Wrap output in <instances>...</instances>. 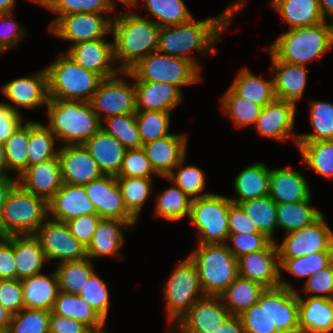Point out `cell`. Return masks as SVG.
<instances>
[{
    "label": "cell",
    "instance_id": "cell-62",
    "mask_svg": "<svg viewBox=\"0 0 333 333\" xmlns=\"http://www.w3.org/2000/svg\"><path fill=\"white\" fill-rule=\"evenodd\" d=\"M101 219L98 214H86L72 218L65 223L70 233L87 248Z\"/></svg>",
    "mask_w": 333,
    "mask_h": 333
},
{
    "label": "cell",
    "instance_id": "cell-27",
    "mask_svg": "<svg viewBox=\"0 0 333 333\" xmlns=\"http://www.w3.org/2000/svg\"><path fill=\"white\" fill-rule=\"evenodd\" d=\"M135 81L137 111L170 112L181 103V89L167 82Z\"/></svg>",
    "mask_w": 333,
    "mask_h": 333
},
{
    "label": "cell",
    "instance_id": "cell-71",
    "mask_svg": "<svg viewBox=\"0 0 333 333\" xmlns=\"http://www.w3.org/2000/svg\"><path fill=\"white\" fill-rule=\"evenodd\" d=\"M319 8L324 19L329 15L333 20V0H319Z\"/></svg>",
    "mask_w": 333,
    "mask_h": 333
},
{
    "label": "cell",
    "instance_id": "cell-74",
    "mask_svg": "<svg viewBox=\"0 0 333 333\" xmlns=\"http://www.w3.org/2000/svg\"><path fill=\"white\" fill-rule=\"evenodd\" d=\"M106 321L96 327H88L83 333H109L106 330H104V326H105Z\"/></svg>",
    "mask_w": 333,
    "mask_h": 333
},
{
    "label": "cell",
    "instance_id": "cell-70",
    "mask_svg": "<svg viewBox=\"0 0 333 333\" xmlns=\"http://www.w3.org/2000/svg\"><path fill=\"white\" fill-rule=\"evenodd\" d=\"M12 314L0 305V333H7Z\"/></svg>",
    "mask_w": 333,
    "mask_h": 333
},
{
    "label": "cell",
    "instance_id": "cell-10",
    "mask_svg": "<svg viewBox=\"0 0 333 333\" xmlns=\"http://www.w3.org/2000/svg\"><path fill=\"white\" fill-rule=\"evenodd\" d=\"M231 204L229 197L215 193L192 199L189 220L198 229V244H226Z\"/></svg>",
    "mask_w": 333,
    "mask_h": 333
},
{
    "label": "cell",
    "instance_id": "cell-44",
    "mask_svg": "<svg viewBox=\"0 0 333 333\" xmlns=\"http://www.w3.org/2000/svg\"><path fill=\"white\" fill-rule=\"evenodd\" d=\"M250 220L257 227L259 232L264 233L272 241L273 234L277 224V204L270 198L265 196L239 203Z\"/></svg>",
    "mask_w": 333,
    "mask_h": 333
},
{
    "label": "cell",
    "instance_id": "cell-43",
    "mask_svg": "<svg viewBox=\"0 0 333 333\" xmlns=\"http://www.w3.org/2000/svg\"><path fill=\"white\" fill-rule=\"evenodd\" d=\"M56 136L39 122L29 121L28 167L58 156Z\"/></svg>",
    "mask_w": 333,
    "mask_h": 333
},
{
    "label": "cell",
    "instance_id": "cell-53",
    "mask_svg": "<svg viewBox=\"0 0 333 333\" xmlns=\"http://www.w3.org/2000/svg\"><path fill=\"white\" fill-rule=\"evenodd\" d=\"M29 122L22 124L4 142L5 156L9 170H15L19 177L28 167Z\"/></svg>",
    "mask_w": 333,
    "mask_h": 333
},
{
    "label": "cell",
    "instance_id": "cell-42",
    "mask_svg": "<svg viewBox=\"0 0 333 333\" xmlns=\"http://www.w3.org/2000/svg\"><path fill=\"white\" fill-rule=\"evenodd\" d=\"M221 110L227 114L236 127H245L256 123L262 106L238 95L231 87L220 99Z\"/></svg>",
    "mask_w": 333,
    "mask_h": 333
},
{
    "label": "cell",
    "instance_id": "cell-6",
    "mask_svg": "<svg viewBox=\"0 0 333 333\" xmlns=\"http://www.w3.org/2000/svg\"><path fill=\"white\" fill-rule=\"evenodd\" d=\"M48 219V202L16 183L0 214V237L34 235Z\"/></svg>",
    "mask_w": 333,
    "mask_h": 333
},
{
    "label": "cell",
    "instance_id": "cell-66",
    "mask_svg": "<svg viewBox=\"0 0 333 333\" xmlns=\"http://www.w3.org/2000/svg\"><path fill=\"white\" fill-rule=\"evenodd\" d=\"M21 112L14 111L5 102H0V142L4 143L6 139L15 132L23 123Z\"/></svg>",
    "mask_w": 333,
    "mask_h": 333
},
{
    "label": "cell",
    "instance_id": "cell-45",
    "mask_svg": "<svg viewBox=\"0 0 333 333\" xmlns=\"http://www.w3.org/2000/svg\"><path fill=\"white\" fill-rule=\"evenodd\" d=\"M192 199L173 184L157 195L155 205L156 217L168 221H178L190 215Z\"/></svg>",
    "mask_w": 333,
    "mask_h": 333
},
{
    "label": "cell",
    "instance_id": "cell-28",
    "mask_svg": "<svg viewBox=\"0 0 333 333\" xmlns=\"http://www.w3.org/2000/svg\"><path fill=\"white\" fill-rule=\"evenodd\" d=\"M136 221H124L117 219H101L94 232L91 243L86 248L89 259L102 256H114L119 259L120 248L124 243L122 229H133Z\"/></svg>",
    "mask_w": 333,
    "mask_h": 333
},
{
    "label": "cell",
    "instance_id": "cell-64",
    "mask_svg": "<svg viewBox=\"0 0 333 333\" xmlns=\"http://www.w3.org/2000/svg\"><path fill=\"white\" fill-rule=\"evenodd\" d=\"M0 279H17L14 260V235L0 237Z\"/></svg>",
    "mask_w": 333,
    "mask_h": 333
},
{
    "label": "cell",
    "instance_id": "cell-68",
    "mask_svg": "<svg viewBox=\"0 0 333 333\" xmlns=\"http://www.w3.org/2000/svg\"><path fill=\"white\" fill-rule=\"evenodd\" d=\"M215 333H246L239 316H230Z\"/></svg>",
    "mask_w": 333,
    "mask_h": 333
},
{
    "label": "cell",
    "instance_id": "cell-51",
    "mask_svg": "<svg viewBox=\"0 0 333 333\" xmlns=\"http://www.w3.org/2000/svg\"><path fill=\"white\" fill-rule=\"evenodd\" d=\"M135 119L142 146L171 134L168 131L171 121L170 112L156 110L136 111Z\"/></svg>",
    "mask_w": 333,
    "mask_h": 333
},
{
    "label": "cell",
    "instance_id": "cell-36",
    "mask_svg": "<svg viewBox=\"0 0 333 333\" xmlns=\"http://www.w3.org/2000/svg\"><path fill=\"white\" fill-rule=\"evenodd\" d=\"M266 287L239 275L220 295L226 309L232 316H240L256 304Z\"/></svg>",
    "mask_w": 333,
    "mask_h": 333
},
{
    "label": "cell",
    "instance_id": "cell-41",
    "mask_svg": "<svg viewBox=\"0 0 333 333\" xmlns=\"http://www.w3.org/2000/svg\"><path fill=\"white\" fill-rule=\"evenodd\" d=\"M94 272L92 260L88 257L79 261L58 263L55 274L59 291L78 295Z\"/></svg>",
    "mask_w": 333,
    "mask_h": 333
},
{
    "label": "cell",
    "instance_id": "cell-12",
    "mask_svg": "<svg viewBox=\"0 0 333 333\" xmlns=\"http://www.w3.org/2000/svg\"><path fill=\"white\" fill-rule=\"evenodd\" d=\"M118 76L102 79L89 101L100 120L104 116L135 114L137 111L135 82L129 85Z\"/></svg>",
    "mask_w": 333,
    "mask_h": 333
},
{
    "label": "cell",
    "instance_id": "cell-50",
    "mask_svg": "<svg viewBox=\"0 0 333 333\" xmlns=\"http://www.w3.org/2000/svg\"><path fill=\"white\" fill-rule=\"evenodd\" d=\"M101 129L118 140L126 149L142 148L135 114L116 115L104 118Z\"/></svg>",
    "mask_w": 333,
    "mask_h": 333
},
{
    "label": "cell",
    "instance_id": "cell-40",
    "mask_svg": "<svg viewBox=\"0 0 333 333\" xmlns=\"http://www.w3.org/2000/svg\"><path fill=\"white\" fill-rule=\"evenodd\" d=\"M297 147L307 167L321 177L333 179V140L297 141Z\"/></svg>",
    "mask_w": 333,
    "mask_h": 333
},
{
    "label": "cell",
    "instance_id": "cell-13",
    "mask_svg": "<svg viewBox=\"0 0 333 333\" xmlns=\"http://www.w3.org/2000/svg\"><path fill=\"white\" fill-rule=\"evenodd\" d=\"M102 13H76L61 16L48 30L72 45L105 39L112 33V17L107 19ZM105 37V38H104Z\"/></svg>",
    "mask_w": 333,
    "mask_h": 333
},
{
    "label": "cell",
    "instance_id": "cell-75",
    "mask_svg": "<svg viewBox=\"0 0 333 333\" xmlns=\"http://www.w3.org/2000/svg\"><path fill=\"white\" fill-rule=\"evenodd\" d=\"M113 4V0H110ZM121 3L129 6V7H134L135 3H136V0H119Z\"/></svg>",
    "mask_w": 333,
    "mask_h": 333
},
{
    "label": "cell",
    "instance_id": "cell-16",
    "mask_svg": "<svg viewBox=\"0 0 333 333\" xmlns=\"http://www.w3.org/2000/svg\"><path fill=\"white\" fill-rule=\"evenodd\" d=\"M278 249L271 241L264 249L238 258V275L262 284L266 288L280 286Z\"/></svg>",
    "mask_w": 333,
    "mask_h": 333
},
{
    "label": "cell",
    "instance_id": "cell-63",
    "mask_svg": "<svg viewBox=\"0 0 333 333\" xmlns=\"http://www.w3.org/2000/svg\"><path fill=\"white\" fill-rule=\"evenodd\" d=\"M11 13L0 14V50L5 52L11 47L18 46L19 41L24 37V28L12 19ZM3 26V32L1 27Z\"/></svg>",
    "mask_w": 333,
    "mask_h": 333
},
{
    "label": "cell",
    "instance_id": "cell-60",
    "mask_svg": "<svg viewBox=\"0 0 333 333\" xmlns=\"http://www.w3.org/2000/svg\"><path fill=\"white\" fill-rule=\"evenodd\" d=\"M303 291L312 294L306 297L333 299V262L305 280Z\"/></svg>",
    "mask_w": 333,
    "mask_h": 333
},
{
    "label": "cell",
    "instance_id": "cell-46",
    "mask_svg": "<svg viewBox=\"0 0 333 333\" xmlns=\"http://www.w3.org/2000/svg\"><path fill=\"white\" fill-rule=\"evenodd\" d=\"M143 3L159 27L182 24L193 18L183 0H143Z\"/></svg>",
    "mask_w": 333,
    "mask_h": 333
},
{
    "label": "cell",
    "instance_id": "cell-37",
    "mask_svg": "<svg viewBox=\"0 0 333 333\" xmlns=\"http://www.w3.org/2000/svg\"><path fill=\"white\" fill-rule=\"evenodd\" d=\"M52 313L80 321L88 327H96L106 320L77 294L58 292Z\"/></svg>",
    "mask_w": 333,
    "mask_h": 333
},
{
    "label": "cell",
    "instance_id": "cell-26",
    "mask_svg": "<svg viewBox=\"0 0 333 333\" xmlns=\"http://www.w3.org/2000/svg\"><path fill=\"white\" fill-rule=\"evenodd\" d=\"M270 55L276 99L296 104L303 97L307 85L306 66L280 61Z\"/></svg>",
    "mask_w": 333,
    "mask_h": 333
},
{
    "label": "cell",
    "instance_id": "cell-21",
    "mask_svg": "<svg viewBox=\"0 0 333 333\" xmlns=\"http://www.w3.org/2000/svg\"><path fill=\"white\" fill-rule=\"evenodd\" d=\"M65 53L81 67L98 74L102 79L113 77L121 72L111 66L116 63L113 43L105 39L71 45Z\"/></svg>",
    "mask_w": 333,
    "mask_h": 333
},
{
    "label": "cell",
    "instance_id": "cell-19",
    "mask_svg": "<svg viewBox=\"0 0 333 333\" xmlns=\"http://www.w3.org/2000/svg\"><path fill=\"white\" fill-rule=\"evenodd\" d=\"M58 157L63 183L85 185L104 176L83 144L63 145L59 148Z\"/></svg>",
    "mask_w": 333,
    "mask_h": 333
},
{
    "label": "cell",
    "instance_id": "cell-31",
    "mask_svg": "<svg viewBox=\"0 0 333 333\" xmlns=\"http://www.w3.org/2000/svg\"><path fill=\"white\" fill-rule=\"evenodd\" d=\"M83 145L104 175L117 176L119 174L127 149L118 140L100 129Z\"/></svg>",
    "mask_w": 333,
    "mask_h": 333
},
{
    "label": "cell",
    "instance_id": "cell-30",
    "mask_svg": "<svg viewBox=\"0 0 333 333\" xmlns=\"http://www.w3.org/2000/svg\"><path fill=\"white\" fill-rule=\"evenodd\" d=\"M300 333L333 332V299L298 294Z\"/></svg>",
    "mask_w": 333,
    "mask_h": 333
},
{
    "label": "cell",
    "instance_id": "cell-72",
    "mask_svg": "<svg viewBox=\"0 0 333 333\" xmlns=\"http://www.w3.org/2000/svg\"><path fill=\"white\" fill-rule=\"evenodd\" d=\"M8 172L9 168L6 161L4 143L0 142V176H10Z\"/></svg>",
    "mask_w": 333,
    "mask_h": 333
},
{
    "label": "cell",
    "instance_id": "cell-67",
    "mask_svg": "<svg viewBox=\"0 0 333 333\" xmlns=\"http://www.w3.org/2000/svg\"><path fill=\"white\" fill-rule=\"evenodd\" d=\"M87 328L88 326L80 321L52 312L50 314L49 333H83Z\"/></svg>",
    "mask_w": 333,
    "mask_h": 333
},
{
    "label": "cell",
    "instance_id": "cell-14",
    "mask_svg": "<svg viewBox=\"0 0 333 333\" xmlns=\"http://www.w3.org/2000/svg\"><path fill=\"white\" fill-rule=\"evenodd\" d=\"M40 241L47 260L79 261L85 259L86 247L71 233L65 222L48 218L34 234Z\"/></svg>",
    "mask_w": 333,
    "mask_h": 333
},
{
    "label": "cell",
    "instance_id": "cell-69",
    "mask_svg": "<svg viewBox=\"0 0 333 333\" xmlns=\"http://www.w3.org/2000/svg\"><path fill=\"white\" fill-rule=\"evenodd\" d=\"M17 183V177L13 179L11 176H0V214L2 207L6 201L8 193Z\"/></svg>",
    "mask_w": 333,
    "mask_h": 333
},
{
    "label": "cell",
    "instance_id": "cell-7",
    "mask_svg": "<svg viewBox=\"0 0 333 333\" xmlns=\"http://www.w3.org/2000/svg\"><path fill=\"white\" fill-rule=\"evenodd\" d=\"M188 256L196 265L206 296H220L238 276V259L227 244H197Z\"/></svg>",
    "mask_w": 333,
    "mask_h": 333
},
{
    "label": "cell",
    "instance_id": "cell-11",
    "mask_svg": "<svg viewBox=\"0 0 333 333\" xmlns=\"http://www.w3.org/2000/svg\"><path fill=\"white\" fill-rule=\"evenodd\" d=\"M277 244L279 258H298L315 252L333 251V231L322 214L315 222L285 234Z\"/></svg>",
    "mask_w": 333,
    "mask_h": 333
},
{
    "label": "cell",
    "instance_id": "cell-20",
    "mask_svg": "<svg viewBox=\"0 0 333 333\" xmlns=\"http://www.w3.org/2000/svg\"><path fill=\"white\" fill-rule=\"evenodd\" d=\"M296 104L275 99L262 107L256 120L258 133L266 138L286 141L291 135L297 146L298 134L292 133L295 124Z\"/></svg>",
    "mask_w": 333,
    "mask_h": 333
},
{
    "label": "cell",
    "instance_id": "cell-61",
    "mask_svg": "<svg viewBox=\"0 0 333 333\" xmlns=\"http://www.w3.org/2000/svg\"><path fill=\"white\" fill-rule=\"evenodd\" d=\"M0 305L12 315L24 309L20 279H0Z\"/></svg>",
    "mask_w": 333,
    "mask_h": 333
},
{
    "label": "cell",
    "instance_id": "cell-8",
    "mask_svg": "<svg viewBox=\"0 0 333 333\" xmlns=\"http://www.w3.org/2000/svg\"><path fill=\"white\" fill-rule=\"evenodd\" d=\"M201 71L190 61L153 51L139 60L128 71H121L126 77L142 82H167L178 86L191 85L201 81Z\"/></svg>",
    "mask_w": 333,
    "mask_h": 333
},
{
    "label": "cell",
    "instance_id": "cell-56",
    "mask_svg": "<svg viewBox=\"0 0 333 333\" xmlns=\"http://www.w3.org/2000/svg\"><path fill=\"white\" fill-rule=\"evenodd\" d=\"M51 311L24 308L12 315L7 333H49Z\"/></svg>",
    "mask_w": 333,
    "mask_h": 333
},
{
    "label": "cell",
    "instance_id": "cell-22",
    "mask_svg": "<svg viewBox=\"0 0 333 333\" xmlns=\"http://www.w3.org/2000/svg\"><path fill=\"white\" fill-rule=\"evenodd\" d=\"M32 75L8 81L1 87L5 97L13 102L12 105L6 104L16 112H19L16 107L34 109L47 105L49 98L46 69Z\"/></svg>",
    "mask_w": 333,
    "mask_h": 333
},
{
    "label": "cell",
    "instance_id": "cell-73",
    "mask_svg": "<svg viewBox=\"0 0 333 333\" xmlns=\"http://www.w3.org/2000/svg\"><path fill=\"white\" fill-rule=\"evenodd\" d=\"M16 0H0V14L11 13Z\"/></svg>",
    "mask_w": 333,
    "mask_h": 333
},
{
    "label": "cell",
    "instance_id": "cell-39",
    "mask_svg": "<svg viewBox=\"0 0 333 333\" xmlns=\"http://www.w3.org/2000/svg\"><path fill=\"white\" fill-rule=\"evenodd\" d=\"M312 195L304 201L277 204V224L286 234L305 228L315 222L323 213L310 205Z\"/></svg>",
    "mask_w": 333,
    "mask_h": 333
},
{
    "label": "cell",
    "instance_id": "cell-59",
    "mask_svg": "<svg viewBox=\"0 0 333 333\" xmlns=\"http://www.w3.org/2000/svg\"><path fill=\"white\" fill-rule=\"evenodd\" d=\"M272 240L264 233L257 232L252 234L239 233L229 234L227 242L228 249L238 259L245 254L264 249Z\"/></svg>",
    "mask_w": 333,
    "mask_h": 333
},
{
    "label": "cell",
    "instance_id": "cell-23",
    "mask_svg": "<svg viewBox=\"0 0 333 333\" xmlns=\"http://www.w3.org/2000/svg\"><path fill=\"white\" fill-rule=\"evenodd\" d=\"M86 214H97V211L84 185L63 183L48 201V217L52 220L66 222Z\"/></svg>",
    "mask_w": 333,
    "mask_h": 333
},
{
    "label": "cell",
    "instance_id": "cell-65",
    "mask_svg": "<svg viewBox=\"0 0 333 333\" xmlns=\"http://www.w3.org/2000/svg\"><path fill=\"white\" fill-rule=\"evenodd\" d=\"M228 227L229 234H252L259 232L243 208L239 204L235 203H232L229 206Z\"/></svg>",
    "mask_w": 333,
    "mask_h": 333
},
{
    "label": "cell",
    "instance_id": "cell-24",
    "mask_svg": "<svg viewBox=\"0 0 333 333\" xmlns=\"http://www.w3.org/2000/svg\"><path fill=\"white\" fill-rule=\"evenodd\" d=\"M17 183L48 202L63 184L59 157L27 167L17 177Z\"/></svg>",
    "mask_w": 333,
    "mask_h": 333
},
{
    "label": "cell",
    "instance_id": "cell-2",
    "mask_svg": "<svg viewBox=\"0 0 333 333\" xmlns=\"http://www.w3.org/2000/svg\"><path fill=\"white\" fill-rule=\"evenodd\" d=\"M159 26L151 19L130 11L121 12L112 20L113 48L117 69L128 71L139 60L159 47Z\"/></svg>",
    "mask_w": 333,
    "mask_h": 333
},
{
    "label": "cell",
    "instance_id": "cell-57",
    "mask_svg": "<svg viewBox=\"0 0 333 333\" xmlns=\"http://www.w3.org/2000/svg\"><path fill=\"white\" fill-rule=\"evenodd\" d=\"M91 305L105 320L108 316L110 301L107 283L96 272L86 281L84 288L78 294Z\"/></svg>",
    "mask_w": 333,
    "mask_h": 333
},
{
    "label": "cell",
    "instance_id": "cell-9",
    "mask_svg": "<svg viewBox=\"0 0 333 333\" xmlns=\"http://www.w3.org/2000/svg\"><path fill=\"white\" fill-rule=\"evenodd\" d=\"M169 323L176 324L205 295L194 262L189 256L174 269L163 288ZM200 294V295H199Z\"/></svg>",
    "mask_w": 333,
    "mask_h": 333
},
{
    "label": "cell",
    "instance_id": "cell-48",
    "mask_svg": "<svg viewBox=\"0 0 333 333\" xmlns=\"http://www.w3.org/2000/svg\"><path fill=\"white\" fill-rule=\"evenodd\" d=\"M309 104L314 132L298 134L297 141L333 140V103L313 100Z\"/></svg>",
    "mask_w": 333,
    "mask_h": 333
},
{
    "label": "cell",
    "instance_id": "cell-15",
    "mask_svg": "<svg viewBox=\"0 0 333 333\" xmlns=\"http://www.w3.org/2000/svg\"><path fill=\"white\" fill-rule=\"evenodd\" d=\"M230 316L220 296H204L171 326L169 333H215Z\"/></svg>",
    "mask_w": 333,
    "mask_h": 333
},
{
    "label": "cell",
    "instance_id": "cell-58",
    "mask_svg": "<svg viewBox=\"0 0 333 333\" xmlns=\"http://www.w3.org/2000/svg\"><path fill=\"white\" fill-rule=\"evenodd\" d=\"M152 174L158 176L152 169L145 150L139 148L126 150L121 170L116 177L152 178Z\"/></svg>",
    "mask_w": 333,
    "mask_h": 333
},
{
    "label": "cell",
    "instance_id": "cell-52",
    "mask_svg": "<svg viewBox=\"0 0 333 333\" xmlns=\"http://www.w3.org/2000/svg\"><path fill=\"white\" fill-rule=\"evenodd\" d=\"M186 156L178 163L174 168L178 169L176 173L175 170L170 173L165 179L172 181L177 187H179L184 193H186L191 199L204 197L210 195V192L204 191L206 185V177L204 172L194 165L183 166Z\"/></svg>",
    "mask_w": 333,
    "mask_h": 333
},
{
    "label": "cell",
    "instance_id": "cell-35",
    "mask_svg": "<svg viewBox=\"0 0 333 333\" xmlns=\"http://www.w3.org/2000/svg\"><path fill=\"white\" fill-rule=\"evenodd\" d=\"M14 260L17 279L21 280L41 274L47 258L35 235H14Z\"/></svg>",
    "mask_w": 333,
    "mask_h": 333
},
{
    "label": "cell",
    "instance_id": "cell-17",
    "mask_svg": "<svg viewBox=\"0 0 333 333\" xmlns=\"http://www.w3.org/2000/svg\"><path fill=\"white\" fill-rule=\"evenodd\" d=\"M86 195L102 219L137 221L124 204L116 176L104 175L84 185Z\"/></svg>",
    "mask_w": 333,
    "mask_h": 333
},
{
    "label": "cell",
    "instance_id": "cell-55",
    "mask_svg": "<svg viewBox=\"0 0 333 333\" xmlns=\"http://www.w3.org/2000/svg\"><path fill=\"white\" fill-rule=\"evenodd\" d=\"M246 333H280L268 316V288L258 302L239 316Z\"/></svg>",
    "mask_w": 333,
    "mask_h": 333
},
{
    "label": "cell",
    "instance_id": "cell-33",
    "mask_svg": "<svg viewBox=\"0 0 333 333\" xmlns=\"http://www.w3.org/2000/svg\"><path fill=\"white\" fill-rule=\"evenodd\" d=\"M24 308L51 311L59 292L57 276L37 274L21 279Z\"/></svg>",
    "mask_w": 333,
    "mask_h": 333
},
{
    "label": "cell",
    "instance_id": "cell-25",
    "mask_svg": "<svg viewBox=\"0 0 333 333\" xmlns=\"http://www.w3.org/2000/svg\"><path fill=\"white\" fill-rule=\"evenodd\" d=\"M187 139L186 134L171 133L142 146L152 169L159 177H167L185 157Z\"/></svg>",
    "mask_w": 333,
    "mask_h": 333
},
{
    "label": "cell",
    "instance_id": "cell-54",
    "mask_svg": "<svg viewBox=\"0 0 333 333\" xmlns=\"http://www.w3.org/2000/svg\"><path fill=\"white\" fill-rule=\"evenodd\" d=\"M333 262V251L315 252L298 258H279V268L306 280Z\"/></svg>",
    "mask_w": 333,
    "mask_h": 333
},
{
    "label": "cell",
    "instance_id": "cell-1",
    "mask_svg": "<svg viewBox=\"0 0 333 333\" xmlns=\"http://www.w3.org/2000/svg\"><path fill=\"white\" fill-rule=\"evenodd\" d=\"M245 0H238L229 4L219 16L197 20L192 18L188 22L159 28L158 52L175 56L192 62L199 70L201 67L196 59L188 55L190 51L207 54L215 52L214 45L224 30L231 24L234 14L241 11Z\"/></svg>",
    "mask_w": 333,
    "mask_h": 333
},
{
    "label": "cell",
    "instance_id": "cell-47",
    "mask_svg": "<svg viewBox=\"0 0 333 333\" xmlns=\"http://www.w3.org/2000/svg\"><path fill=\"white\" fill-rule=\"evenodd\" d=\"M127 211L137 220L151 194L152 178L116 177Z\"/></svg>",
    "mask_w": 333,
    "mask_h": 333
},
{
    "label": "cell",
    "instance_id": "cell-4",
    "mask_svg": "<svg viewBox=\"0 0 333 333\" xmlns=\"http://www.w3.org/2000/svg\"><path fill=\"white\" fill-rule=\"evenodd\" d=\"M333 46V21L290 29L268 47L277 60L305 65L318 60Z\"/></svg>",
    "mask_w": 333,
    "mask_h": 333
},
{
    "label": "cell",
    "instance_id": "cell-34",
    "mask_svg": "<svg viewBox=\"0 0 333 333\" xmlns=\"http://www.w3.org/2000/svg\"><path fill=\"white\" fill-rule=\"evenodd\" d=\"M290 29L312 26L326 21L319 8V0H273L270 5Z\"/></svg>",
    "mask_w": 333,
    "mask_h": 333
},
{
    "label": "cell",
    "instance_id": "cell-18",
    "mask_svg": "<svg viewBox=\"0 0 333 333\" xmlns=\"http://www.w3.org/2000/svg\"><path fill=\"white\" fill-rule=\"evenodd\" d=\"M280 276V286L268 288V316L280 333H300L298 292Z\"/></svg>",
    "mask_w": 333,
    "mask_h": 333
},
{
    "label": "cell",
    "instance_id": "cell-49",
    "mask_svg": "<svg viewBox=\"0 0 333 333\" xmlns=\"http://www.w3.org/2000/svg\"><path fill=\"white\" fill-rule=\"evenodd\" d=\"M40 5L58 14L52 20L50 28L61 16L76 13H105L112 11L114 5L110 0H41Z\"/></svg>",
    "mask_w": 333,
    "mask_h": 333
},
{
    "label": "cell",
    "instance_id": "cell-29",
    "mask_svg": "<svg viewBox=\"0 0 333 333\" xmlns=\"http://www.w3.org/2000/svg\"><path fill=\"white\" fill-rule=\"evenodd\" d=\"M305 177L290 168L270 169L269 196L276 204L295 203L311 196Z\"/></svg>",
    "mask_w": 333,
    "mask_h": 333
},
{
    "label": "cell",
    "instance_id": "cell-5",
    "mask_svg": "<svg viewBox=\"0 0 333 333\" xmlns=\"http://www.w3.org/2000/svg\"><path fill=\"white\" fill-rule=\"evenodd\" d=\"M48 98L89 102L102 78L81 67L65 52L46 68Z\"/></svg>",
    "mask_w": 333,
    "mask_h": 333
},
{
    "label": "cell",
    "instance_id": "cell-32",
    "mask_svg": "<svg viewBox=\"0 0 333 333\" xmlns=\"http://www.w3.org/2000/svg\"><path fill=\"white\" fill-rule=\"evenodd\" d=\"M270 168L264 163H255L244 168L234 180L236 198H229L239 204L269 195Z\"/></svg>",
    "mask_w": 333,
    "mask_h": 333
},
{
    "label": "cell",
    "instance_id": "cell-76",
    "mask_svg": "<svg viewBox=\"0 0 333 333\" xmlns=\"http://www.w3.org/2000/svg\"><path fill=\"white\" fill-rule=\"evenodd\" d=\"M30 1H32L33 3H36V4H40L39 2H40L41 0H30Z\"/></svg>",
    "mask_w": 333,
    "mask_h": 333
},
{
    "label": "cell",
    "instance_id": "cell-38",
    "mask_svg": "<svg viewBox=\"0 0 333 333\" xmlns=\"http://www.w3.org/2000/svg\"><path fill=\"white\" fill-rule=\"evenodd\" d=\"M230 87L238 94L264 107L276 99L272 80L256 76L248 68L238 72Z\"/></svg>",
    "mask_w": 333,
    "mask_h": 333
},
{
    "label": "cell",
    "instance_id": "cell-3",
    "mask_svg": "<svg viewBox=\"0 0 333 333\" xmlns=\"http://www.w3.org/2000/svg\"><path fill=\"white\" fill-rule=\"evenodd\" d=\"M47 127L64 145L84 144L100 129L102 121L90 102L48 99Z\"/></svg>",
    "mask_w": 333,
    "mask_h": 333
}]
</instances>
